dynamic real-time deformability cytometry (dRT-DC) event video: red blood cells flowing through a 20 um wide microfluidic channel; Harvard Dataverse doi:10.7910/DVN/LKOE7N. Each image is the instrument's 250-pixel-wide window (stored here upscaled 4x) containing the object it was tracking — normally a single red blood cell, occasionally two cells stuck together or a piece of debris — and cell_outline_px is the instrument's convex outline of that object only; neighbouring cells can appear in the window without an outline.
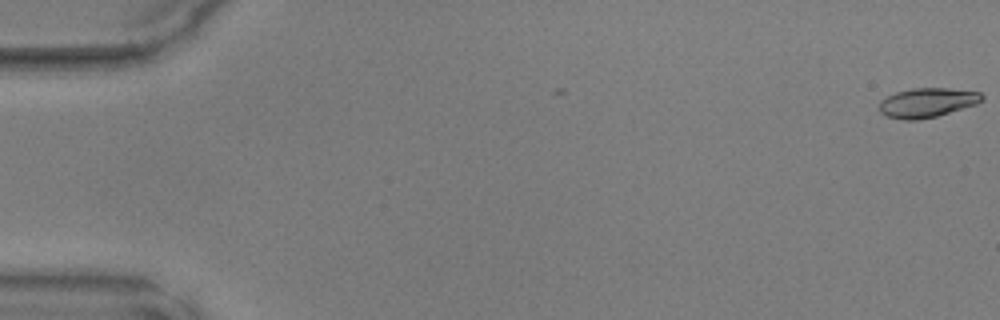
{"species": "common noctule bat (a hibernating species)", "species_latin": "Nyctalus noctula", "temperature_condition": "warm", "stored_images_in_passage": 3, "camera_frame_rate_fps": 3000, "um_per_image_px": 0.085, "animal": {"sex": "male", "body_mass_g": 17.9, "forearm_length_mm": 54.2}, "frame": {"image": 1, "passage_image": 1, "time_ms": 0.0, "image_size_px": [1000, 320], "cell_outline_px": [[984, 100], [976, 104], [936, 116], [916, 120], [904, 120], [888, 116], [880, 112], [880, 100], [896, 92], [912, 88], [948, 88], [980, 92], [984, 96]], "centroid_in_image_um": [78.82, 8.71], "position_along_channel_um": 6.2, "area_um2": 17.46}}